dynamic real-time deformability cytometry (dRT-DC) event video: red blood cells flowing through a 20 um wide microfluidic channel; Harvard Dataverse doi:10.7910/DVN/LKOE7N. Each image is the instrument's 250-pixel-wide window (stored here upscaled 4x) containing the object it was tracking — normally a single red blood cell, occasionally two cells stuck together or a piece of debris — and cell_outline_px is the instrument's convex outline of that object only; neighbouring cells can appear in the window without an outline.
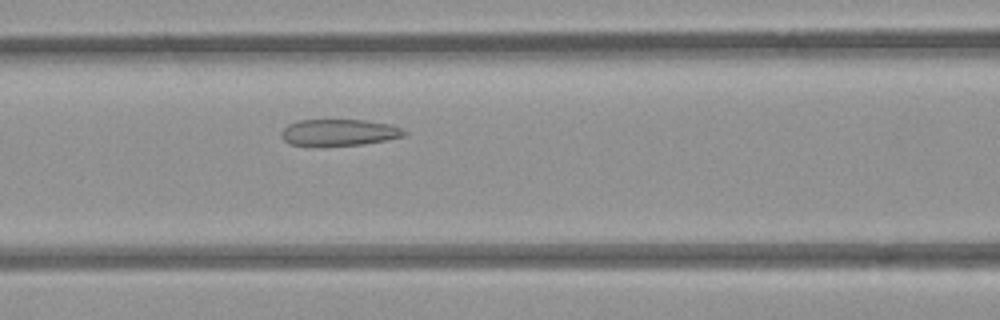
{"species": "common noctule bat (a hibernating species)", "species_latin": "Nyctalus noctula", "temperature_condition": "room temperature", "stored_images_in_passage": 42, "camera_frame_rate_fps": 3000, "um_per_image_px": 0.085, "animal": {"sex": "female", "body_mass_g": 21.9}, "frame": {"image": 1, "passage_image": 12, "time_ms": 3.667, "image_size_px": [1000, 320], "cell_outline_px": [[408, 132], [404, 136], [364, 144], [292, 144], [284, 140], [280, 136], [280, 132], [288, 124], [296, 120], [364, 120], [392, 124]], "centroid_in_image_um": [28.83, 11.22], "position_along_channel_um": 137.8, "area_um2": 18.55}}
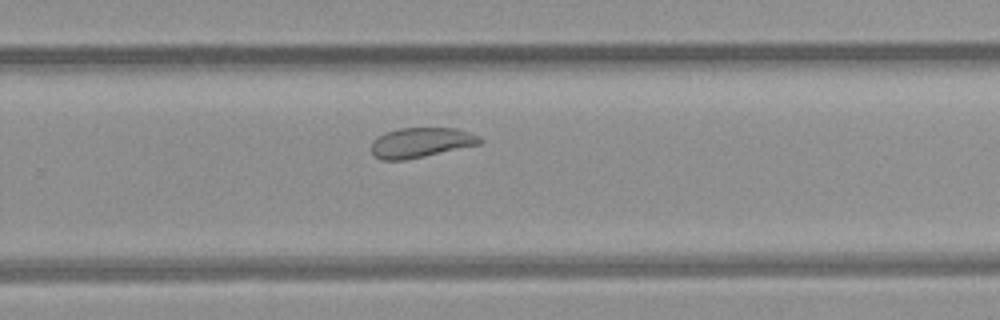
{"frame": {"image": 2, "passage_image": 24, "time_ms": 7.667, "image_size_px": [1000, 320], "cell_outline_px": [[484, 140], [480, 144], [424, 156], [404, 160], [380, 160], [372, 152], [372, 140], [384, 132], [400, 128], [456, 128], [480, 136]], "centroid_in_image_um": [35.78, 12.11], "position_along_channel_um": 294.0, "area_um2": 18.9}}
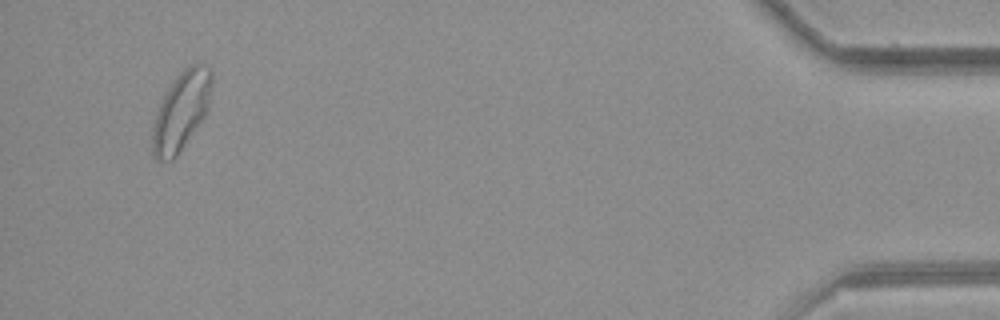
{"frame": {"image": 3, "passage_image": 40, "time_ms": 13.0, "image_size_px": [1000, 320], "cell_outline_px": [[212, 84], [208, 108], [204, 116], [176, 156], [172, 160], [160, 160], [152, 152], [152, 124], [156, 112], [168, 88], [176, 76], [188, 64], [208, 64], [212, 68]], "centroid_in_image_um": [15.41, 9.37], "position_along_channel_um": 419.8, "area_um2": 26.93}, "authors_computed_cell_mechanics": {"area_um2": 21.3571, "velocity_mm_per_s": 3.9126, "shape_relaxation_time_tau1_ms": null, "shape_relaxation_time_tau2_ms": 1.2729, "deformation_change_tau1": null, "deformation_change_tau2": 0.0788}}